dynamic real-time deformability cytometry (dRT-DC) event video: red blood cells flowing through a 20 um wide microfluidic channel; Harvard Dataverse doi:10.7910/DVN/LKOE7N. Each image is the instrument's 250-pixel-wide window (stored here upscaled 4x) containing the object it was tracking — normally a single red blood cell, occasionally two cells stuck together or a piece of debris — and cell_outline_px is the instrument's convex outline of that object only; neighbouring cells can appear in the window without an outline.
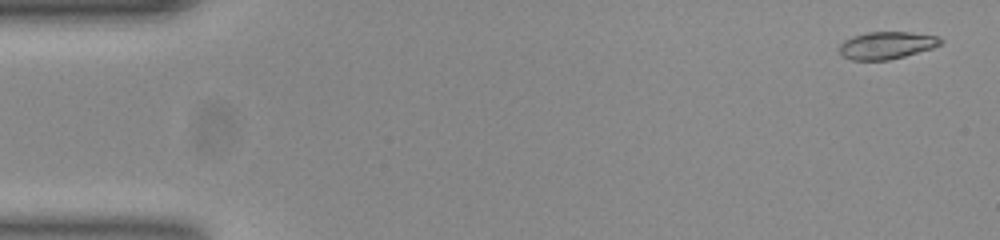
{"species": "common noctule bat (a hibernating species)", "species_latin": "Nyctalus noctula", "temperature_condition": "room temperature", "stored_images_in_passage": 16, "camera_frame_rate_fps": 3000, "um_per_image_px": 0.085, "animal": {"sex": "female", "body_mass_g": 23.0, "forearm_length_mm": 53.4}, "frame": {"image": 1, "passage_image": 2, "time_ms": 0.333, "image_size_px": [1000, 240], "cell_outline_px": [[944, 40], [940, 44], [932, 48], [904, 56], [888, 60], [852, 60], [844, 56], [840, 52], [840, 44], [844, 40], [852, 36], [868, 32], [908, 32], [940, 36]], "centroid_in_image_um": [75.38, 3.84], "position_along_channel_um": 9.6, "area_um2": 16.07}}
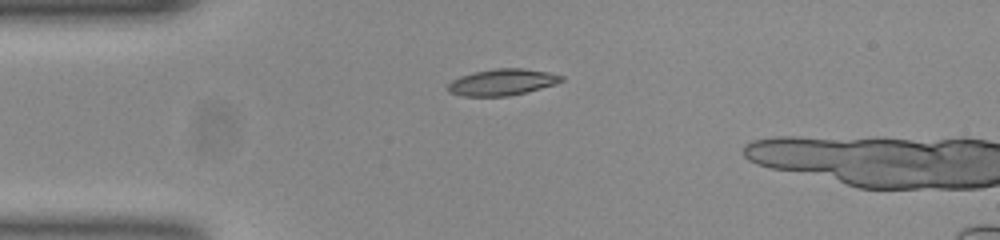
{"frame": {"image": 2, "passage_image": 13, "time_ms": 4.0, "image_size_px": [1000, 240], "cell_outline_px": [[564, 80], [556, 84], [528, 92], [508, 96], [460, 96], [448, 92], [448, 84], [452, 80], [460, 76], [476, 72], [496, 68], [524, 68], [548, 72], [564, 76]], "centroid_in_image_um": [42.71, 6.99], "position_along_channel_um": 42.3, "area_um2": 17.57}}